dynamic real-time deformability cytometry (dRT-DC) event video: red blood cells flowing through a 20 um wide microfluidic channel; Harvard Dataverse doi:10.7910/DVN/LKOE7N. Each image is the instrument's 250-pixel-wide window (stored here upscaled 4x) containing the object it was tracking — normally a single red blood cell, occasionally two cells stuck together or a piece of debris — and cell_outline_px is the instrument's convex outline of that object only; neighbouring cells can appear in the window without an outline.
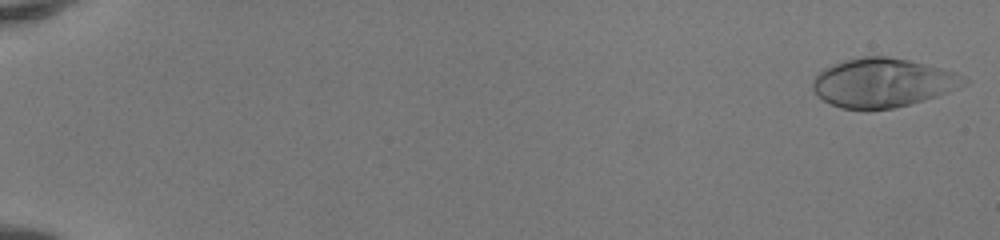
{"species": "human", "species_latin": "Homo sapiens", "temperature_condition": "room temperature", "stored_images_in_passage": 51, "camera_frame_rate_fps": 3000, "um_per_image_px": 0.085, "donor": {"sex": "female"}, "frame": {"image": 1, "passage_image": 1, "time_ms": 0.0, "image_size_px": [1000, 240], "cell_outline_px": [[968, 84], [948, 92], [924, 100], [896, 108], [864, 112], [840, 108], [816, 96], [812, 88], [812, 80], [824, 68], [832, 64], [844, 60], [860, 56], [888, 56], [908, 60], [956, 72], [964, 76], [968, 80]], "centroid_in_image_um": [75.0, 7.06], "position_along_channel_um": 10.0, "area_um2": 43.81}}
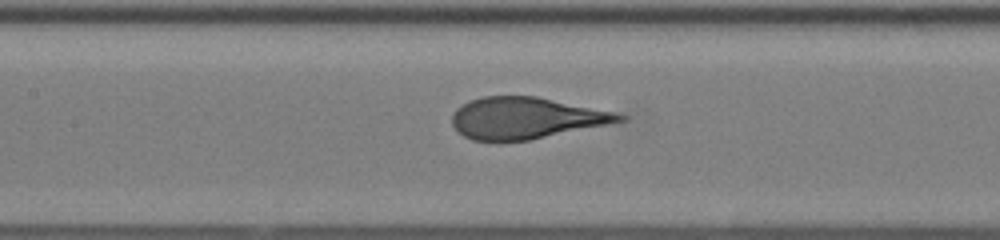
{"frame": {"image": 2, "passage_image": 26, "time_ms": 8.333, "image_size_px": [1000, 240], "cell_outline_px": [[628, 120], [528, 140], [472, 140], [456, 132], [452, 124], [452, 116], [456, 108], [468, 100], [484, 96], [536, 96], [616, 112], [628, 116]], "centroid_in_image_um": [44.69, 10.02], "position_along_channel_um": 162.7, "area_um2": 40.34}}
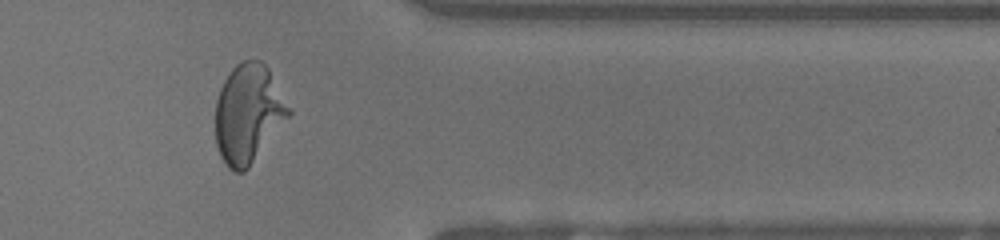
{"frame": {"image": 3, "passage_image": 43, "time_ms": 14.0, "image_size_px": [1000, 240], "cell_outline_px": [[292, 112], [248, 168], [244, 172], [232, 172], [224, 164], [220, 156], [216, 144], [216, 100], [220, 88], [224, 80], [232, 68], [240, 60], [260, 60], [268, 68], [292, 108]], "centroid_in_image_um": [21.09, 9.66], "position_along_channel_um": 390.3, "area_um2": 42.25}}